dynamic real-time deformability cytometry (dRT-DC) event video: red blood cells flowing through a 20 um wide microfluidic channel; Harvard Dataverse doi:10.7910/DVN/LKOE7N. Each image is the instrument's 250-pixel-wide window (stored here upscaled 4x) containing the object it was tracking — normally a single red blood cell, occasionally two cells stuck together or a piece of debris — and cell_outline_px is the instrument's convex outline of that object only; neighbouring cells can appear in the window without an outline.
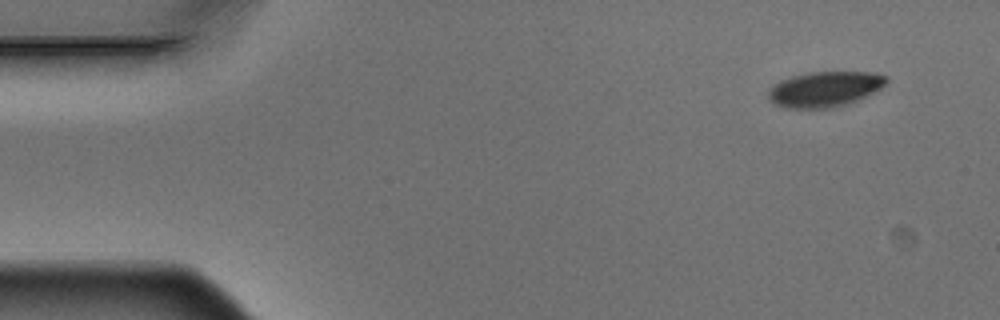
{"species": "Egyptian fruit bat (a non-hibernating species)", "species_latin": "Rousettus aegyptiacus", "temperature_condition": "warm", "stored_images_in_passage": 5, "segment_of_instrument_passage": [2, 2], "camera_frame_rate_fps": 3000, "um_per_image_px": 0.085, "animal": {"sex": "male"}, "frame": {"image": 1, "passage_image": 5, "time_ms": 1.333, "image_size_px": [1000, 320], "cell_outline_px": [[888, 80], [880, 88], [848, 104], [828, 108], [784, 108], [776, 104], [768, 96], [768, 88], [772, 84], [780, 80], [792, 76], [808, 72], [876, 72], [888, 76]], "centroid_in_image_um": [70.08, 7.56], "position_along_channel_um": 14.9, "area_um2": 24.28}}